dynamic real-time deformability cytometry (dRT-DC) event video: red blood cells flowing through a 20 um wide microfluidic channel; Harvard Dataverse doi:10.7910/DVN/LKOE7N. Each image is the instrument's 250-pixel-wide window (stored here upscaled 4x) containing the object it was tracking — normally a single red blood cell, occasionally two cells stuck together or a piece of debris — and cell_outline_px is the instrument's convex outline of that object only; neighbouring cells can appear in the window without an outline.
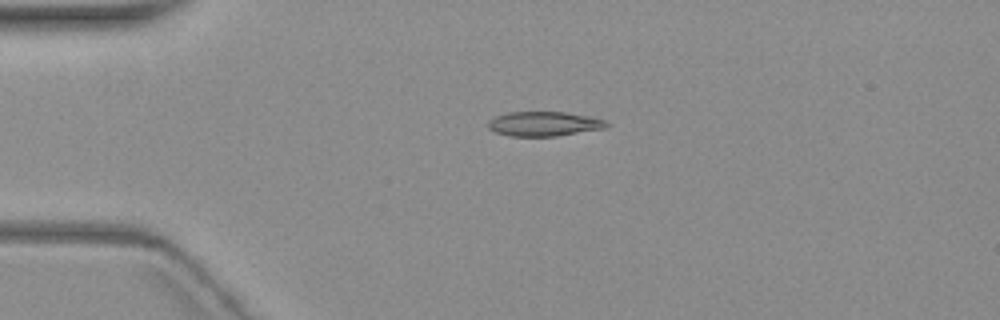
{"species": "common noctule bat (a hibernating species)", "species_latin": "Nyctalus noctula", "temperature_condition": "warm", "stored_images_in_passage": 5, "camera_frame_rate_fps": 3000, "um_per_image_px": 0.085, "animal": {"sex": "female", "body_mass_g": 19.3, "forearm_length_mm": 54.1}, "frame": {"image": 1, "passage_image": 4, "time_ms": 4.333, "image_size_px": [1000, 320], "cell_outline_px": [[608, 124], [604, 128], [556, 136], [508, 136], [496, 132], [488, 128], [488, 120], [496, 116], [508, 112], [564, 112], [592, 116], [608, 120]], "centroid_in_image_um": [46.24, 10.52], "position_along_channel_um": 38.8, "area_um2": 16.99}}